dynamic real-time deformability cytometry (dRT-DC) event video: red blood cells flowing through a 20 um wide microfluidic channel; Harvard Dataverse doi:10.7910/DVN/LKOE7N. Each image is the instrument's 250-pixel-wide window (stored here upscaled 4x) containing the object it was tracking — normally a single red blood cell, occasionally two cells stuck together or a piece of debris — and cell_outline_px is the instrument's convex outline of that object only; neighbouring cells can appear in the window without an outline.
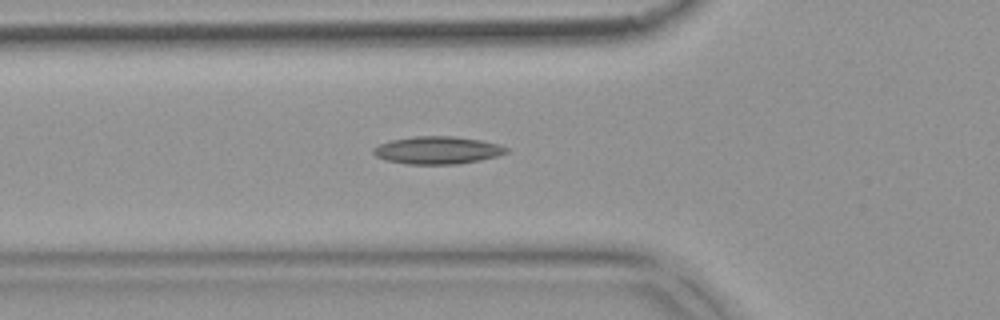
{"species": "common noctule bat (a hibernating species)", "species_latin": "Nyctalus noctula", "temperature_condition": "warm", "stored_images_in_passage": 53, "camera_frame_rate_fps": 3000, "um_per_image_px": 0.085, "animal": {"sex": "female", "body_mass_g": 18.4}, "frame": {"image": 1, "passage_image": 19, "time_ms": 6.0, "image_size_px": [1000, 320], "cell_outline_px": [[508, 152], [496, 156], [480, 160], [456, 164], [404, 164], [384, 160], [376, 156], [372, 152], [372, 148], [388, 140], [412, 136], [456, 136], [480, 140], [500, 144], [508, 148]], "centroid_in_image_um": [37.14, 12.76], "position_along_channel_um": 88.7, "area_um2": 21.62}}
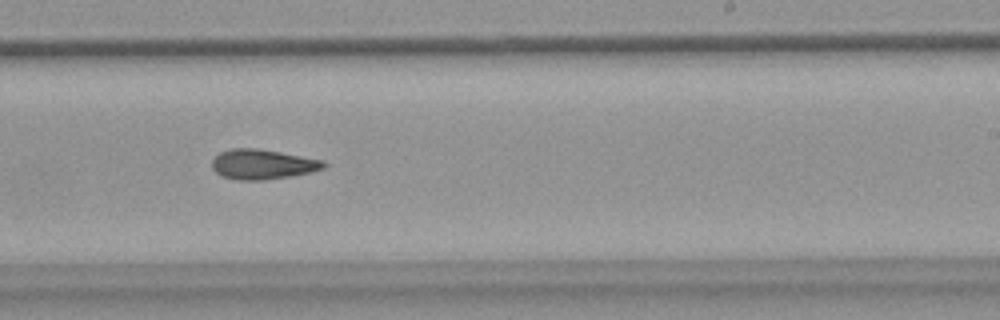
{"frame": {"image": 2, "passage_image": 33, "time_ms": 10.667, "image_size_px": [1000, 320], "cell_outline_px": [[328, 164], [324, 168], [308, 172], [288, 176], [264, 180], [240, 180], [224, 176], [216, 172], [212, 168], [212, 160], [220, 152], [228, 148], [256, 148], [280, 152], [324, 160]], "centroid_in_image_um": [22.31, 13.95], "position_along_channel_um": 266.7, "area_um2": 19.31}}
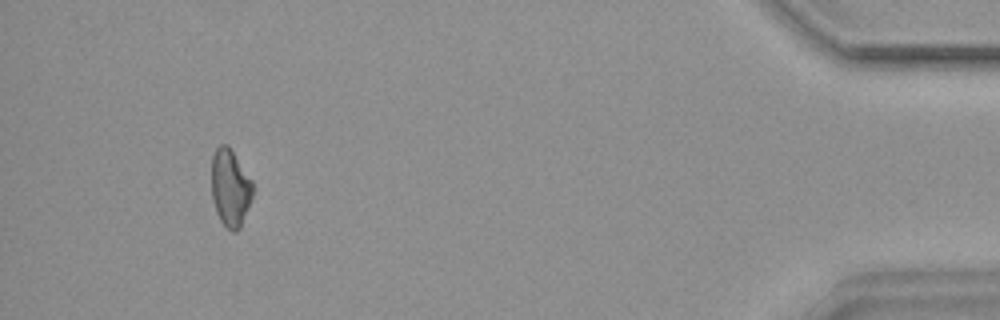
{"frame": {"image": 3, "passage_image": 50, "time_ms": 16.333, "image_size_px": [1000, 320], "cell_outline_px": [[252, 196], [240, 228], [236, 232], [232, 232], [220, 220], [216, 212], [212, 200], [212, 156], [216, 148], [220, 144], [228, 144], [252, 180]], "centroid_in_image_um": [19.56, 15.95], "position_along_channel_um": 415.6, "area_um2": 18.5}}